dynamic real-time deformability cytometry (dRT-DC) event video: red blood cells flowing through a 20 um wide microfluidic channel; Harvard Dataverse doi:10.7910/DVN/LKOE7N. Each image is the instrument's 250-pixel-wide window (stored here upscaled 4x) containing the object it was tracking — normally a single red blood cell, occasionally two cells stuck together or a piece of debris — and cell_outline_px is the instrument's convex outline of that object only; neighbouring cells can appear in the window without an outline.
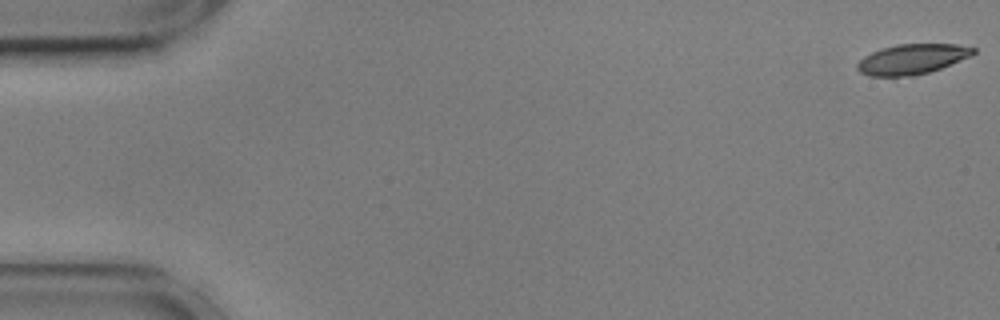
{"species": "common noctule bat (a hibernating species)", "species_latin": "Nyctalus noctula", "temperature_condition": "cold", "stored_images_in_passage": 35, "camera_frame_rate_fps": 3000, "um_per_image_px": 0.085, "animal": {"sex": "male", "body_mass_g": 17.9, "forearm_length_mm": 54.2}, "frame": {"image": 1, "passage_image": 1, "time_ms": 0.0, "image_size_px": [1000, 320], "cell_outline_px": [[976, 52], [972, 56], [940, 68], [916, 76], [868, 76], [860, 72], [856, 68], [856, 64], [864, 56], [880, 48], [896, 44], [956, 44], [976, 48]], "centroid_in_image_um": [77.52, 5.02], "position_along_channel_um": 7.5, "area_um2": 20.52}}
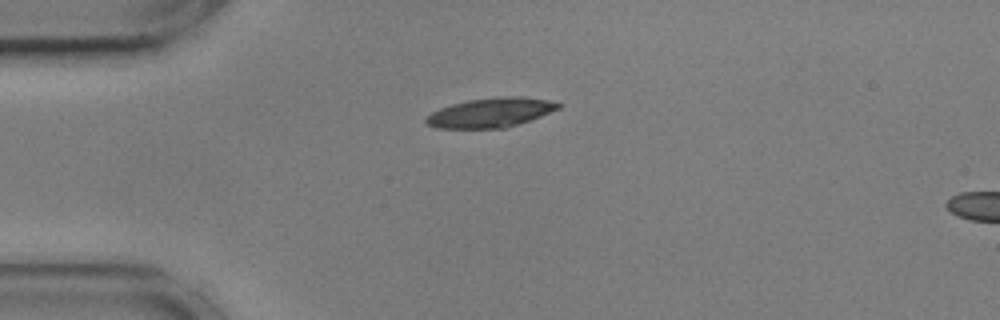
{"frame": {"image": 2, "passage_image": 14, "time_ms": 4.333, "image_size_px": [1000, 320], "cell_outline_px": [[560, 108], [540, 116], [504, 128], [436, 128], [428, 124], [424, 120], [424, 116], [440, 108], [452, 104], [468, 100], [496, 96], [520, 96], [548, 100], [560, 104]], "centroid_in_image_um": [41.65, 9.56], "position_along_channel_um": 43.3, "area_um2": 22.54}}